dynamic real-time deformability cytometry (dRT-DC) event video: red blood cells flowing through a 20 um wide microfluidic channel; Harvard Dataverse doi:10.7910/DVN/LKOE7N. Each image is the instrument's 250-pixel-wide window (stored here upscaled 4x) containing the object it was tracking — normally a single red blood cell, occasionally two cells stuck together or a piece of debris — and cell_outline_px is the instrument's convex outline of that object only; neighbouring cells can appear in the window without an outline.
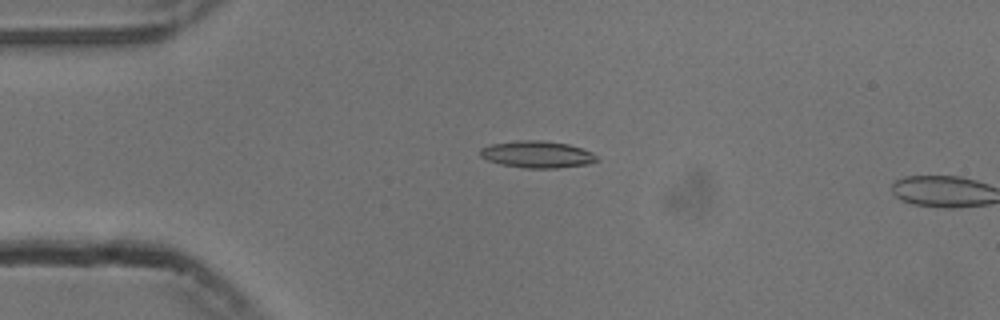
{"species": "common noctule bat (a hibernating species)", "species_latin": "Nyctalus noctula", "temperature_condition": "cold", "stored_images_in_passage": 15, "camera_frame_rate_fps": 3000, "um_per_image_px": 0.085, "animal": {"sex": "male", "body_mass_g": 13.3}, "frame": {"image": 1, "passage_image": 13, "time_ms": 4.0, "image_size_px": [1000, 320], "cell_outline_px": [[600, 160], [588, 164], [556, 168], [524, 168], [500, 164], [488, 160], [480, 156], [480, 148], [492, 144], [520, 140], [544, 140], [568, 144], [592, 152]], "centroid_in_image_um": [45.66, 13.12], "position_along_channel_um": 39.3, "area_um2": 18.26}}